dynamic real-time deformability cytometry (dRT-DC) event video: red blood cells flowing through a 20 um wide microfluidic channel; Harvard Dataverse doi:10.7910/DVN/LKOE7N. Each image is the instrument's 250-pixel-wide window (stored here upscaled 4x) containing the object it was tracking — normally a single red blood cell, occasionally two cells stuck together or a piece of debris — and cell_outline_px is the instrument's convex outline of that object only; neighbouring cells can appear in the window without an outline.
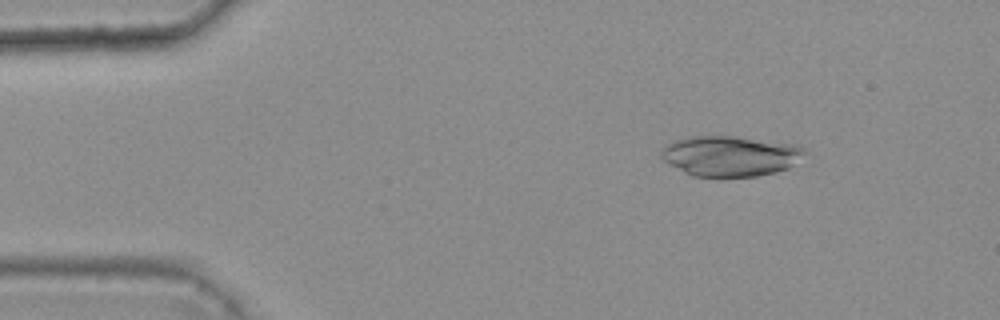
{"species": "common noctule bat (a hibernating species)", "species_latin": "Nyctalus noctula", "temperature_condition": "warm", "stored_images_in_passage": 4, "camera_frame_rate_fps": 3000, "um_per_image_px": 0.085, "animal": {"sex": "female", "body_mass_g": 25.1}, "frame": {"image": 1, "passage_image": 2, "time_ms": 0.333, "image_size_px": [1000, 320], "cell_outline_px": [[808, 152], [788, 168], [776, 172], [756, 176], [692, 176], [684, 172], [664, 160], [660, 156], [660, 152], [664, 144], [688, 136], [736, 136], [800, 144]], "centroid_in_image_um": [62.09, 13.23], "position_along_channel_um": 22.9, "area_um2": 33.99}}